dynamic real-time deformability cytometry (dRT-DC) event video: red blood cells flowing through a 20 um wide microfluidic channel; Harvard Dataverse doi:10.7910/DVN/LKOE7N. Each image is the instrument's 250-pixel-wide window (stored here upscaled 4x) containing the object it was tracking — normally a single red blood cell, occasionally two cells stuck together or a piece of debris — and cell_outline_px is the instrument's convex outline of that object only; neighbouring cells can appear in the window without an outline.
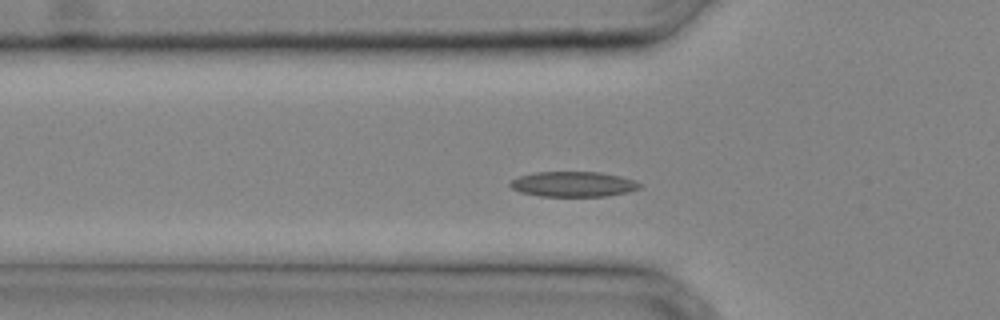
{"species": "common noctule bat (a hibernating species)", "species_latin": "Nyctalus noctula", "temperature_condition": "cold", "stored_images_in_passage": 30, "camera_frame_rate_fps": 3000, "um_per_image_px": 0.085, "animal": {"sex": "male", "body_mass_g": 20.4}, "frame": {"image": 1, "passage_image": 8, "time_ms": 2.333, "image_size_px": [1000, 320], "cell_outline_px": [[640, 188], [628, 192], [604, 196], [540, 196], [520, 192], [512, 188], [508, 184], [512, 180], [520, 176], [536, 172], [600, 172], [620, 176], [636, 180], [640, 184]], "centroid_in_image_um": [48.73, 15.65], "position_along_channel_um": 77.1, "area_um2": 18.96}}
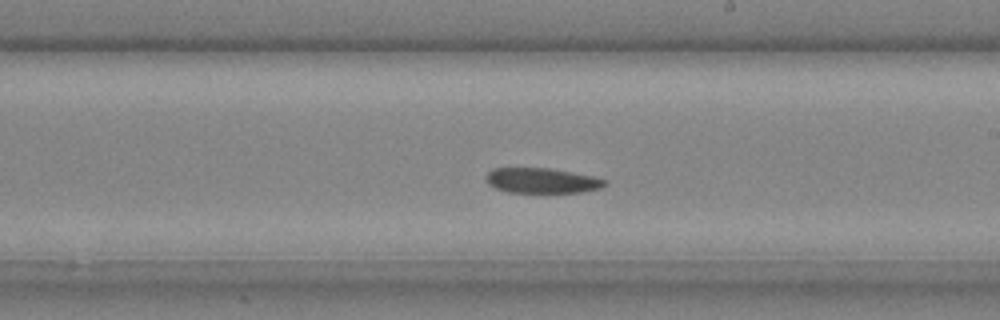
{"frame": {"image": 2, "passage_image": 17, "time_ms": 5.333, "image_size_px": [1000, 320], "cell_outline_px": [[608, 184], [600, 188], [580, 192], [508, 192], [496, 188], [488, 184], [484, 176], [492, 168], [548, 168], [572, 172], [592, 176], [608, 180]], "centroid_in_image_um": [46.05, 15.34], "position_along_channel_um": 243.0, "area_um2": 17.4}}
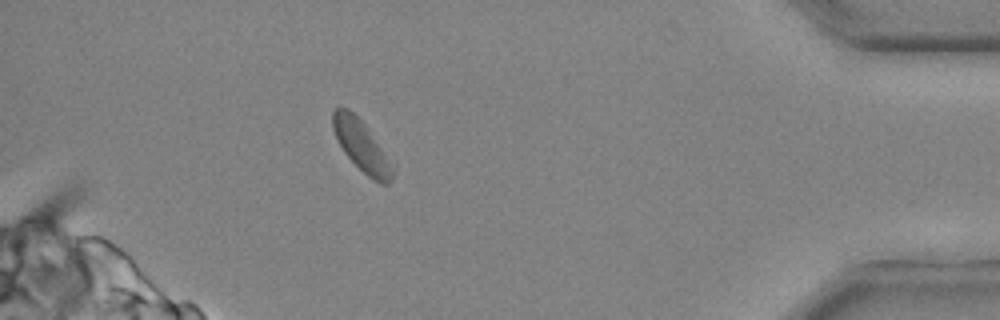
{"frame": {"image": 3, "passage_image": 28, "time_ms": 9.0, "image_size_px": [1000, 320], "cell_outline_px": [[396, 172], [392, 180], [388, 184], [380, 184], [368, 176], [344, 152], [332, 128], [332, 112], [336, 108], [348, 108], [364, 124], [396, 160]], "centroid_in_image_um": [30.87, 12.46], "position_along_channel_um": 404.3, "area_um2": 18.38}}